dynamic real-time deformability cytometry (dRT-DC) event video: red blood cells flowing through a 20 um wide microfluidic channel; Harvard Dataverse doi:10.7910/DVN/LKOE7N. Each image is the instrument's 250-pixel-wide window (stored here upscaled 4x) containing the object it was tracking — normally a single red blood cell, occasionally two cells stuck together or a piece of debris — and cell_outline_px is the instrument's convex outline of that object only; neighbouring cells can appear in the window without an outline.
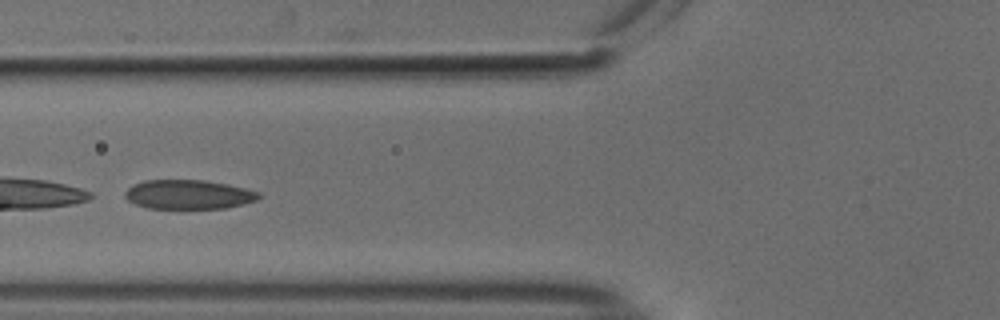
{"species": "common noctule bat (a hibernating species)", "species_latin": "Nyctalus noctula", "temperature_condition": "cold", "stored_images_in_passage": 46, "camera_frame_rate_fps": 3000, "um_per_image_px": 0.085, "animal": {"sex": "male", "body_mass_g": 18.8}, "frame": {"image": 1, "passage_image": 21, "time_ms": 6.667, "image_size_px": [1000, 320], "cell_outline_px": [[260, 196], [256, 200], [244, 204], [228, 208], [148, 208], [136, 204], [128, 200], [124, 196], [124, 192], [132, 184], [144, 180], [204, 180], [228, 184], [260, 192]], "centroid_in_image_um": [16.01, 16.52], "position_along_channel_um": 109.8, "area_um2": 22.83}}
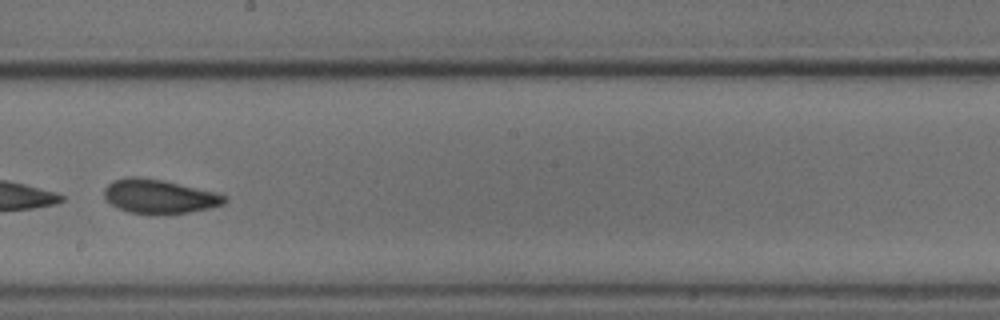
{"frame": {"image": 2, "passage_image": 31, "time_ms": 10.0, "image_size_px": [1000, 320], "cell_outline_px": [[228, 200], [224, 204], [192, 212], [156, 216], [128, 212], [116, 208], [104, 196], [104, 188], [112, 180], [128, 176], [136, 176], [160, 180], [180, 184], [216, 192], [228, 196]], "centroid_in_image_um": [13.53, 16.72], "position_along_channel_um": 234.7, "area_um2": 24.33}}
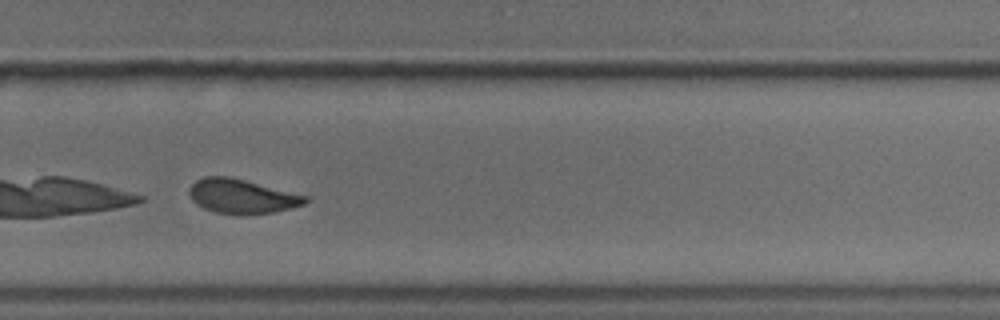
{"frame": {"image": 3, "passage_image": 37, "time_ms": 12.0, "image_size_px": [1000, 320], "cell_outline_px": [[308, 200], [304, 204], [292, 208], [272, 212], [244, 216], [240, 216], [216, 212], [204, 208], [196, 204], [192, 200], [188, 192], [188, 188], [196, 180], [204, 176], [228, 176], [308, 196]], "centroid_in_image_um": [20.52, 16.7], "position_along_channel_um": 309.3, "area_um2": 23.35}, "authors_computed_cell_mechanics": {"area_um2": 23.8136, "velocity_mm_per_s": 3.7366, "shape_relaxation_time_tau1_ms": 4.7602, "shape_relaxation_time_tau2_ms": 2.0431, "deformation_change_tau1": 0.1243, "deformation_change_tau2": 0.0724}}